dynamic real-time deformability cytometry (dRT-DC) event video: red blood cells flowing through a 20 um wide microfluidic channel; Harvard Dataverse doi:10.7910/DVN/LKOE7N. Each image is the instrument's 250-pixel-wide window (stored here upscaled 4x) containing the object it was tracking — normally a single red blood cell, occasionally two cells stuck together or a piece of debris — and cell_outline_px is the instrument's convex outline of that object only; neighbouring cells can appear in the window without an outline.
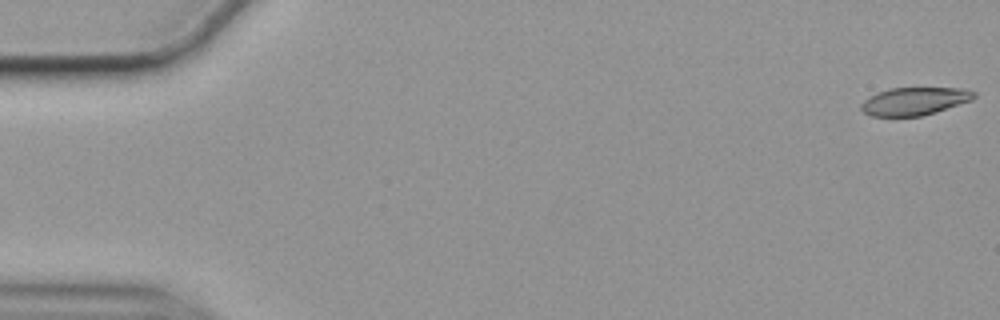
{"species": "common noctule bat (a hibernating species)", "species_latin": "Nyctalus noctula", "temperature_condition": "cold", "stored_images_in_passage": 57, "camera_frame_rate_fps": 3000, "um_per_image_px": 0.085, "animal": {"sex": "female", "body_mass_g": 19.9}, "frame": {"image": 1, "passage_image": 1, "time_ms": 0.0, "image_size_px": [1000, 320], "cell_outline_px": [[976, 96], [972, 100], [920, 116], [872, 116], [864, 112], [860, 108], [860, 104], [864, 100], [876, 92], [888, 88], [960, 88], [976, 92]], "centroid_in_image_um": [77.69, 8.59], "position_along_channel_um": 7.3, "area_um2": 18.15}}
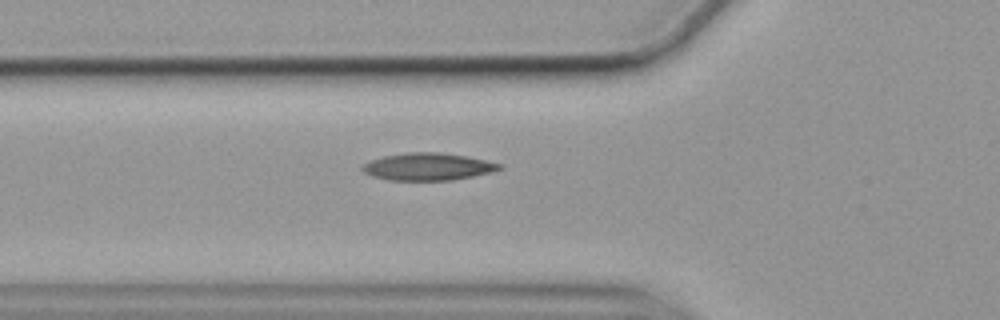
{"frame": {"image": 2, "passage_image": 20, "time_ms": 6.333, "image_size_px": [1000, 320], "cell_outline_px": [[504, 168], [472, 176], [452, 180], [388, 180], [372, 176], [364, 172], [360, 168], [364, 164], [372, 160], [384, 156], [408, 152], [440, 152], [464, 156], [504, 164]], "centroid_in_image_um": [36.36, 14.16], "position_along_channel_um": 89.4, "area_um2": 21.62}}
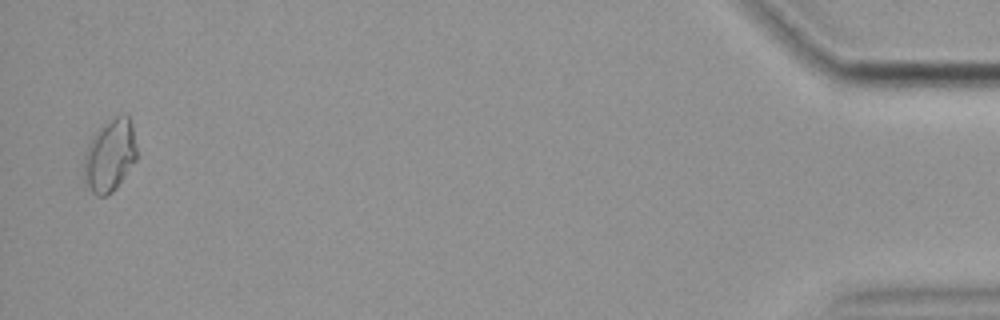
{"frame": {"image": 3, "passage_image": 56, "time_ms": 18.333, "image_size_px": [1000, 320], "cell_outline_px": [[136, 160], [116, 188], [108, 196], [96, 196], [84, 184], [84, 156], [88, 144], [92, 136], [104, 120], [128, 112], [132, 124], [136, 148]], "centroid_in_image_um": [9.32, 13.18], "position_along_channel_um": 425.9, "area_um2": 22.77}, "authors_computed_cell_mechanics": {"area_um2": 20.0566, "velocity_mm_per_s": 3.5171, "shape_relaxation_time_tau1_ms": null, "shape_relaxation_time_tau2_ms": 7.2791, "deformation_change_tau1": null, "deformation_change_tau2": 0.1029}}